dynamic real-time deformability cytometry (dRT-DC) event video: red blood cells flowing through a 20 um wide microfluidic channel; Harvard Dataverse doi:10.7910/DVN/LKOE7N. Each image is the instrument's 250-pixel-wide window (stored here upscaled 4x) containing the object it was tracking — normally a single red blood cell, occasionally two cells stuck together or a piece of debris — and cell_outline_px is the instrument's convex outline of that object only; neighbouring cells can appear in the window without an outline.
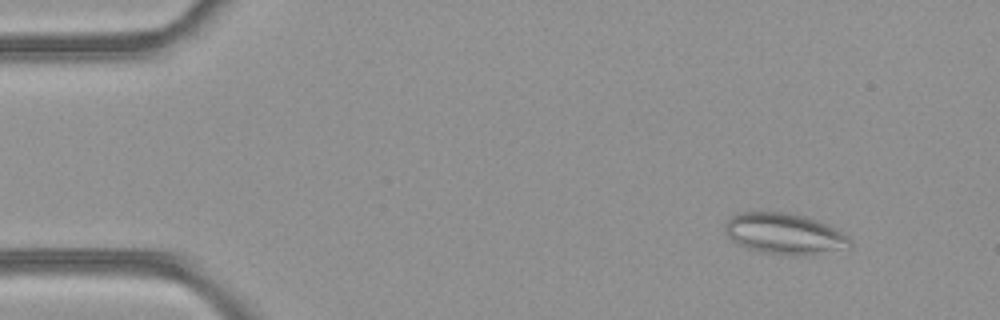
{"species": "common noctule bat (a hibernating species)", "species_latin": "Nyctalus noctula", "temperature_condition": "room temperature", "stored_images_in_passage": 50, "camera_frame_rate_fps": 3000, "um_per_image_px": 0.085, "animal": {"sex": "female", "body_mass_g": 21.9}, "frame": {"image": 1, "passage_image": 6, "time_ms": 1.667, "image_size_px": [1000, 320], "cell_outline_px": [[852, 244], [848, 248], [812, 256], [788, 256], [760, 252], [736, 244], [724, 232], [724, 224], [736, 212], [780, 212], [804, 216], [824, 224], [848, 236], [852, 240]], "centroid_in_image_um": [66.66, 19.91], "position_along_channel_um": 18.3, "area_um2": 30.11}}
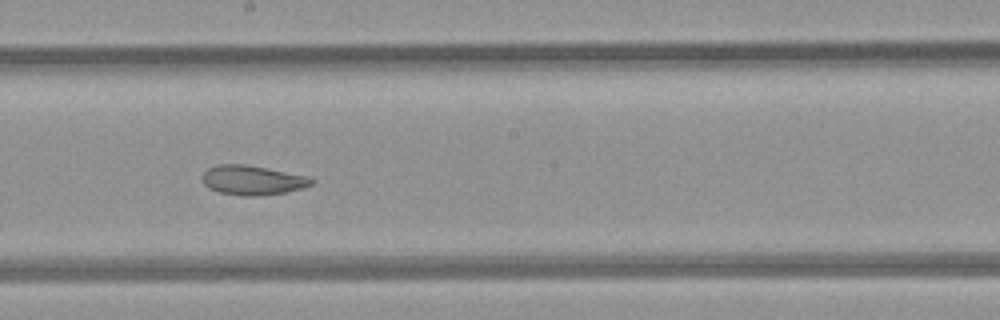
{"frame": {"image": 2, "passage_image": 28, "time_ms": 9.0, "image_size_px": [1000, 320], "cell_outline_px": [[316, 180], [312, 184], [300, 188], [284, 192], [256, 196], [240, 196], [220, 192], [208, 188], [204, 184], [204, 172], [208, 168], [216, 164], [244, 164], [308, 176]], "centroid_in_image_um": [21.45, 15.31], "position_along_channel_um": 226.8, "area_um2": 18.55}}
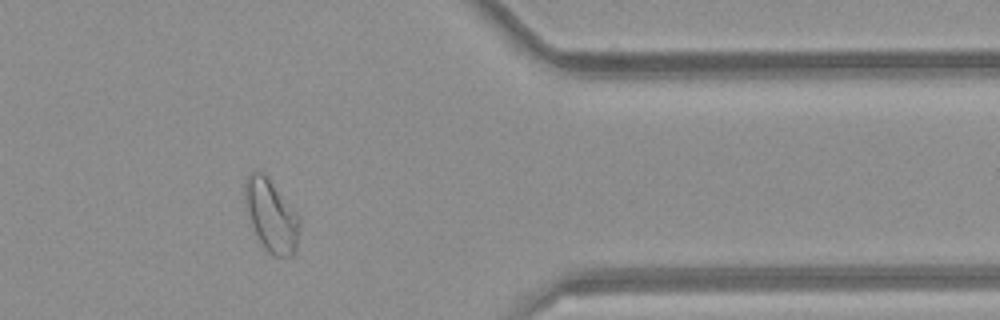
{"frame": {"image": 3, "passage_image": 41, "time_ms": 13.333, "image_size_px": [1000, 320], "cell_outline_px": [[300, 224], [296, 248], [292, 256], [272, 256], [264, 248], [248, 224], [244, 204], [244, 184], [248, 172], [256, 168], [264, 172], [300, 216]], "centroid_in_image_um": [23.0, 18.28], "position_along_channel_um": 388.4, "area_um2": 23.87}, "authors_computed_cell_mechanics": {"area_um2": 24.7673, "velocity_mm_per_s": 4.2127, "shape_relaxation_time_tau1_ms": null, "shape_relaxation_time_tau2_ms": 2.5203, "deformation_change_tau1": null, "deformation_change_tau2": 0.0918}}